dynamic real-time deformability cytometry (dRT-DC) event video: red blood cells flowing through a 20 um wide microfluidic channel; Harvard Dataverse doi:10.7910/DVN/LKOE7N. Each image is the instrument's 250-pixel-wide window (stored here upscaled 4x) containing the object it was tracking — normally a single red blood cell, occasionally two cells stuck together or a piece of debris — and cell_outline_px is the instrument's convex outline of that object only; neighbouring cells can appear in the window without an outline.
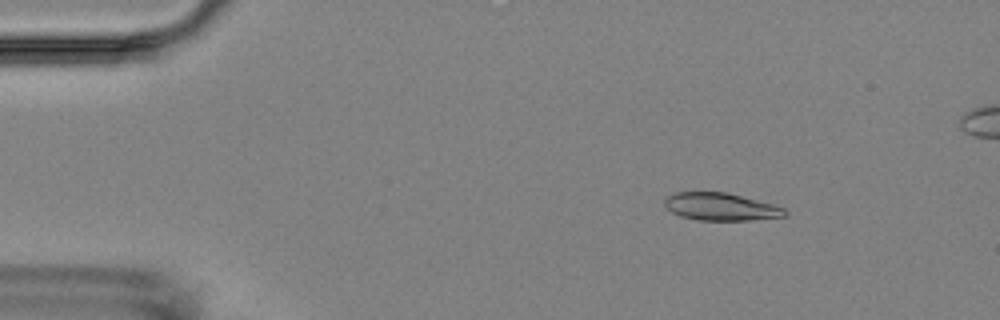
{"species": "Egyptian fruit bat (a non-hibernating species)", "species_latin": "Rousettus aegyptiacus", "temperature_condition": "room temperature", "stored_images_in_passage": 10, "camera_frame_rate_fps": 3000, "um_per_image_px": 0.085, "animal": {"sex": "female"}, "frame": {"image": 1, "passage_image": 2, "time_ms": 1.333, "image_size_px": [1000, 320], "cell_outline_px": [[788, 212], [784, 216], [752, 220], [696, 220], [680, 216], [672, 212], [664, 204], [664, 200], [668, 196], [676, 192], [728, 192], [772, 204], [784, 208]], "centroid_in_image_um": [61.26, 17.57], "position_along_channel_um": 23.7, "area_um2": 19.25}}
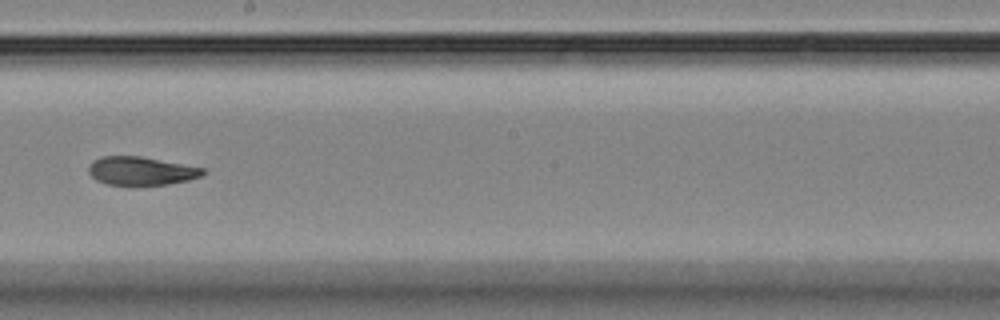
{"frame": {"image": 2, "passage_image": 9, "time_ms": 9.333, "image_size_px": [1000, 320], "cell_outline_px": [[208, 172], [200, 176], [188, 180], [168, 184], [128, 188], [108, 184], [96, 180], [88, 172], [88, 168], [92, 160], [100, 156], [140, 156], [204, 168]], "centroid_in_image_um": [11.96, 14.56], "position_along_channel_um": 236.2, "area_um2": 19.59}}
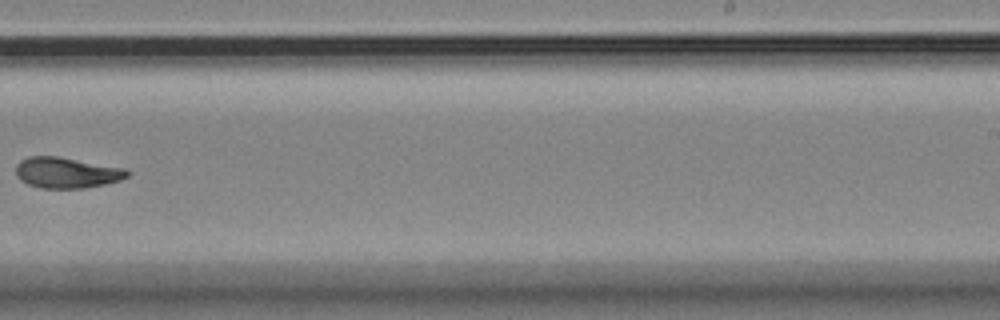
{"frame": {"image": 3, "passage_image": 10, "time_ms": 10.667, "image_size_px": [1000, 320], "cell_outline_px": [[132, 172], [128, 176], [120, 180], [104, 184], [84, 188], [40, 188], [28, 184], [20, 180], [16, 176], [16, 164], [20, 160], [28, 156], [56, 156], [128, 168]], "centroid_in_image_um": [5.68, 14.67], "position_along_channel_um": 283.3, "area_um2": 20.23}}